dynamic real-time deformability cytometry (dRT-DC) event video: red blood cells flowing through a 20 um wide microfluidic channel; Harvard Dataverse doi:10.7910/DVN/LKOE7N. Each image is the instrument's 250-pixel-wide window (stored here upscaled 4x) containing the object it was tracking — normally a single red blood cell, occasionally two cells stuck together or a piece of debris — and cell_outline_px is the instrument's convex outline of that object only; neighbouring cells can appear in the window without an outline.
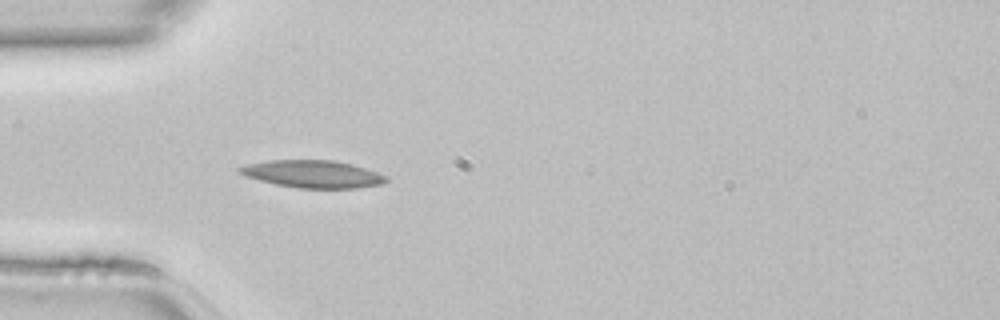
{"species": "common noctule bat (a hibernating species)", "species_latin": "Nyctalus noctula", "temperature_condition": "room temperature", "stored_images_in_passage": 23, "camera_frame_rate_fps": 3000, "um_per_image_px": 0.085, "animal": {"sex": "female", "body_mass_g": 22.7, "forearm_length_mm": 54.2}, "frame": {"image": 1, "passage_image": 4, "time_ms": 1.0, "image_size_px": [1000, 320], "cell_outline_px": [[388, 180], [380, 184], [356, 188], [296, 188], [276, 184], [260, 180], [236, 172], [236, 168], [248, 164], [268, 160], [332, 160], [352, 164], [388, 176]], "centroid_in_image_um": [26.57, 14.79], "position_along_channel_um": 58.4, "area_um2": 23.29}}